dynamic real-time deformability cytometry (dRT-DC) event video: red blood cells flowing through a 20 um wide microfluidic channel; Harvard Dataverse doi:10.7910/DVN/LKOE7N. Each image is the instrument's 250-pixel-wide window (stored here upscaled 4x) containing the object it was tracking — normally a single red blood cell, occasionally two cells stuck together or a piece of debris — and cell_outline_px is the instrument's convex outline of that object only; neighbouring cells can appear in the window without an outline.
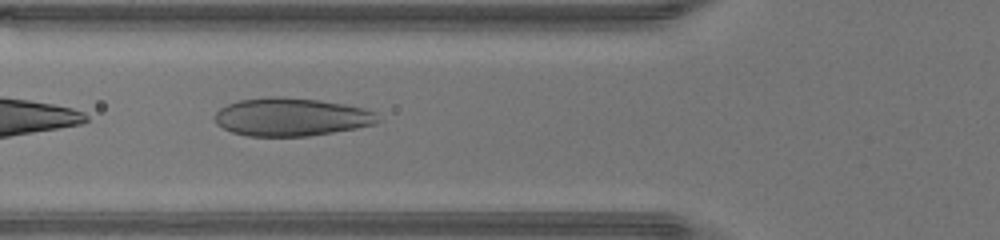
{"species": "human", "species_latin": "Homo sapiens", "temperature_condition": "warm", "stored_images_in_passage": 30, "camera_frame_rate_fps": 3000, "um_per_image_px": 0.085, "donor": {"sex": "male"}, "frame": {"image": 1, "passage_image": 4, "time_ms": 1.0, "image_size_px": [1000, 240], "cell_outline_px": [[384, 120], [376, 124], [356, 128], [308, 136], [248, 136], [232, 132], [216, 124], [212, 116], [220, 108], [228, 104], [240, 100], [268, 96], [280, 96], [320, 100], [344, 104], [364, 108], [376, 112]], "centroid_in_image_um": [24.78, 9.94], "position_along_channel_um": 101.0, "area_um2": 36.59}}
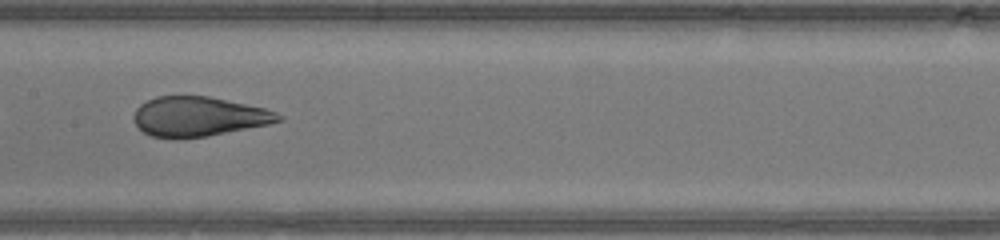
{"frame": {"image": 2, "passage_image": 10, "time_ms": 3.0, "image_size_px": [1000, 240], "cell_outline_px": [[284, 120], [268, 124], [208, 136], [176, 140], [152, 136], [144, 132], [136, 124], [132, 116], [136, 108], [140, 104], [156, 96], [208, 96], [264, 108], [276, 112], [284, 116]], "centroid_in_image_um": [16.86, 9.92], "position_along_channel_um": 190.5, "area_um2": 33.58}}
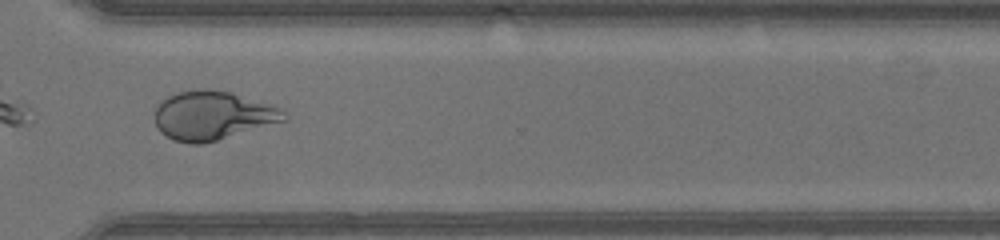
{"frame": {"image": 3, "passage_image": 21, "time_ms": 6.667, "image_size_px": [1000, 240], "cell_outline_px": [[288, 120], [204, 144], [192, 144], [172, 140], [160, 132], [156, 128], [156, 104], [168, 96], [180, 92], [204, 88], [208, 88], [232, 92], [284, 108], [288, 116]], "centroid_in_image_um": [18.11, 9.82], "position_along_channel_um": 352.5, "area_um2": 37.28}, "authors_computed_cell_mechanics": {"area_um2": 35.1135, "velocity_mm_per_s": 4.4333, "shape_relaxation_time_tau1_ms": null, "shape_relaxation_time_tau2_ms": 0.6264, "deformation_change_tau1": null, "deformation_change_tau2": 0.0789}}